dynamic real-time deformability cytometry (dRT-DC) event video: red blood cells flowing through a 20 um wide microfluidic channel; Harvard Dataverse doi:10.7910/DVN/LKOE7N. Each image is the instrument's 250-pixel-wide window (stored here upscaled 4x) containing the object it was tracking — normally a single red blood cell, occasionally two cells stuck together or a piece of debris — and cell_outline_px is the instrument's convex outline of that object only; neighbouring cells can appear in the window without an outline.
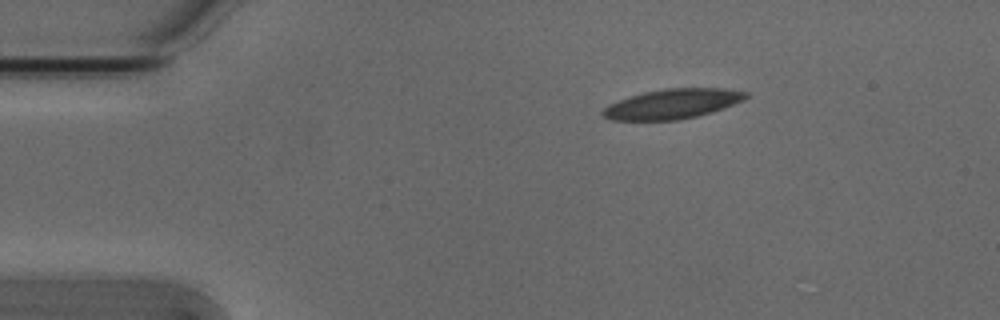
{"species": "Egyptian fruit bat (a non-hibernating species)", "species_latin": "Rousettus aegyptiacus", "temperature_condition": "cold", "stored_images_in_passage": 46, "camera_frame_rate_fps": 3000, "um_per_image_px": 0.085, "animal": {"sex": "male"}, "frame": {"image": 1, "passage_image": 1, "time_ms": 0.0, "image_size_px": [1000, 320], "cell_outline_px": [[748, 96], [744, 100], [724, 108], [696, 116], [676, 120], [612, 120], [604, 116], [600, 112], [608, 104], [628, 96], [644, 92], [664, 88], [724, 88], [748, 92]], "centroid_in_image_um": [57.15, 8.82], "position_along_channel_um": 27.9, "area_um2": 24.85}}
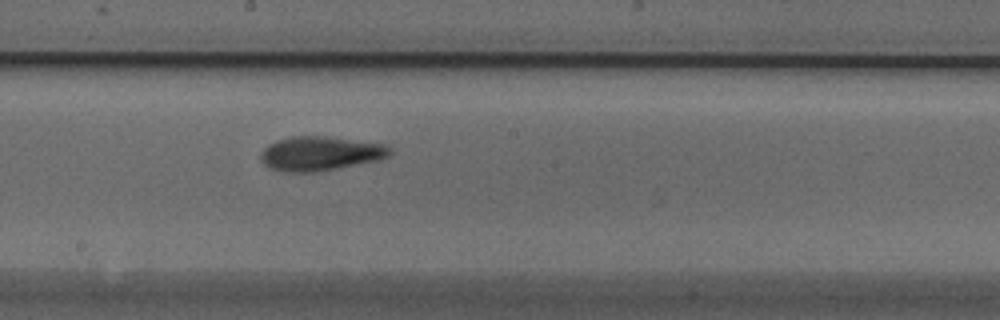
{"frame": {"image": 2, "passage_image": 21, "time_ms": 6.667, "image_size_px": [1000, 320], "cell_outline_px": [[392, 152], [388, 156], [376, 160], [316, 172], [284, 172], [268, 168], [260, 160], [260, 152], [268, 144], [276, 140], [292, 136], [328, 136], [388, 144], [392, 148]], "centroid_in_image_um": [27.2, 13.03], "position_along_channel_um": 221.0, "area_um2": 26.01}}
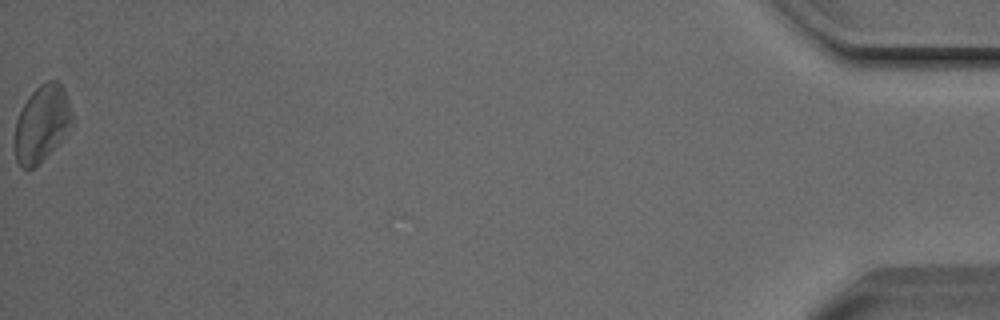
{"frame": {"image": 3, "passage_image": 46, "time_ms": 15.0, "image_size_px": [1000, 320], "cell_outline_px": [[72, 120], [60, 140], [28, 172], [20, 168], [16, 160], [12, 144], [16, 120], [28, 96], [40, 84], [48, 80], [56, 80], [60, 84], [68, 100], [72, 112]], "centroid_in_image_um": [3.47, 10.52], "position_along_channel_um": 431.7, "area_um2": 25.2}, "authors_computed_cell_mechanics": {"area_um2": 24.6228, "velocity_mm_per_s": 3.7834, "shape_relaxation_time_tau1_ms": 6.8723, "shape_relaxation_time_tau2_ms": 2.4476, "deformation_change_tau1": 0.1694, "deformation_change_tau2": 0.089}}